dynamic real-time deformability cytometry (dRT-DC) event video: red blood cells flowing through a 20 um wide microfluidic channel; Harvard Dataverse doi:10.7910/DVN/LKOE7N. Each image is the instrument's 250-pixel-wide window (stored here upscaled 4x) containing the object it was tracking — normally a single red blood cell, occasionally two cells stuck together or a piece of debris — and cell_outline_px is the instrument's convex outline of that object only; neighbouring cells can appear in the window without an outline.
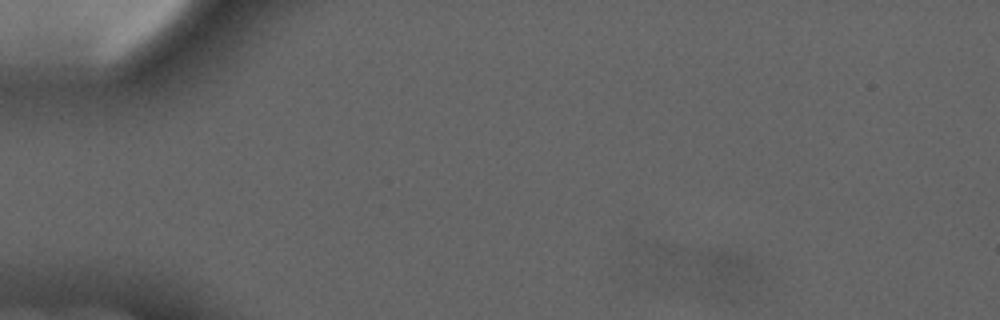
{"species": "common noctule bat (a hibernating species)", "species_latin": "Nyctalus noctula", "temperature_condition": "cold", "stored_images_in_passage": 5, "camera_frame_rate_fps": 3000, "um_per_image_px": 0.085, "animal": {"sex": "male", "forearm_length_mm": 52.5}, "frame": {"image": 1, "passage_image": 2, "time_ms": 1.0, "image_size_px": [1000, 320], "cell_outline_px": [[764, 280], [736, 300], [724, 300], [708, 296], [696, 292], [696, 252], [728, 252], [752, 260], [756, 264]], "centroid_in_image_um": [61.67, 23.39], "position_along_channel_um": 23.3, "area_um2": 18.67}}